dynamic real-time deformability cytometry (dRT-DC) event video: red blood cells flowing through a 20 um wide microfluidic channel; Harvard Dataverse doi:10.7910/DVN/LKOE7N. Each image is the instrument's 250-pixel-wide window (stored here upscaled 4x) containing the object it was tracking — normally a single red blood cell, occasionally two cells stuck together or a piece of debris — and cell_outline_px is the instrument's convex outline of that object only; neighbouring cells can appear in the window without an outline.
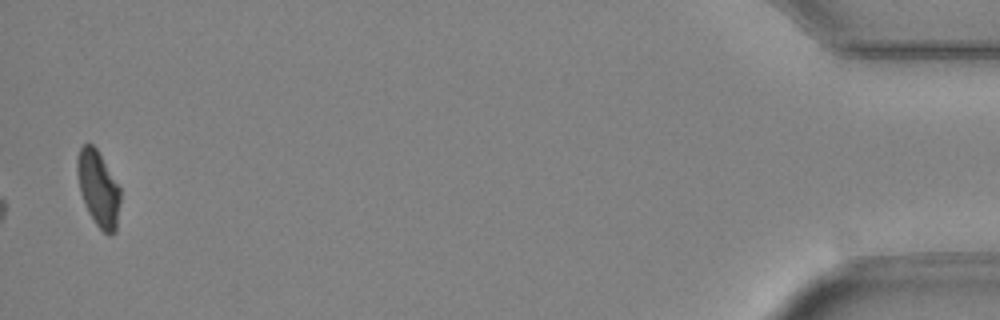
{"species": "Egyptian fruit bat (a non-hibernating species)", "species_latin": "Rousettus aegyptiacus", "temperature_condition": "cold", "stored_images_in_passage": 36, "camera_frame_rate_fps": 3000, "um_per_image_px": 0.085, "animal": {"sex": "female"}, "frame": {"image": 1, "passage_image": 36, "time_ms": 11.667, "image_size_px": [1000, 320], "cell_outline_px": [[120, 200], [116, 232], [108, 236], [96, 224], [88, 212], [84, 204], [80, 192], [76, 172], [76, 160], [80, 148], [84, 144], [92, 144], [96, 148], [120, 188]], "centroid_in_image_um": [8.34, 16.05], "position_along_channel_um": 426.9, "area_um2": 18.96}}